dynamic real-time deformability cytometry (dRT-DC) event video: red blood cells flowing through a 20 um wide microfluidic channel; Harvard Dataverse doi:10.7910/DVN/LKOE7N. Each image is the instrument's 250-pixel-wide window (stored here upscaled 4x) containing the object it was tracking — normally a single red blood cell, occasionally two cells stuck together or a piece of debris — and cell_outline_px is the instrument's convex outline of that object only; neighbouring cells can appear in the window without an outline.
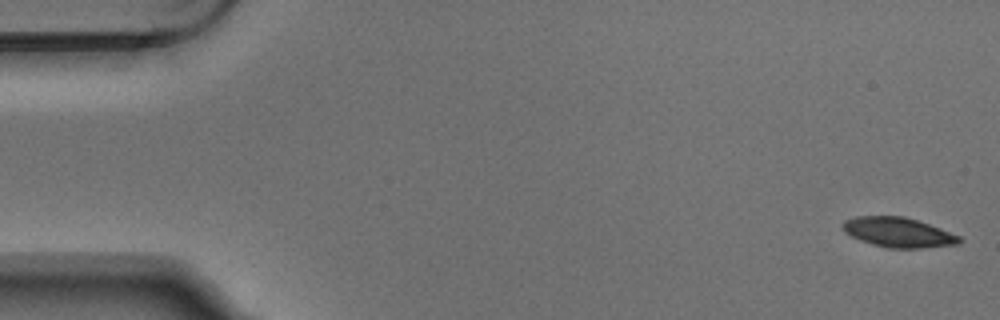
{"species": "Egyptian fruit bat (a non-hibernating species)", "species_latin": "Rousettus aegyptiacus", "temperature_condition": "warm", "stored_images_in_passage": 4, "camera_frame_rate_fps": 3000, "um_per_image_px": 0.085, "animal": {"sex": "male"}, "frame": {"image": 1, "passage_image": 1, "time_ms": 0.0, "image_size_px": [1000, 320], "cell_outline_px": [[964, 240], [960, 244], [920, 248], [892, 248], [872, 244], [860, 240], [844, 232], [840, 224], [844, 220], [856, 216], [904, 216], [940, 228], [960, 236]], "centroid_in_image_um": [76.35, 19.75], "position_along_channel_um": 8.7, "area_um2": 20.29}}